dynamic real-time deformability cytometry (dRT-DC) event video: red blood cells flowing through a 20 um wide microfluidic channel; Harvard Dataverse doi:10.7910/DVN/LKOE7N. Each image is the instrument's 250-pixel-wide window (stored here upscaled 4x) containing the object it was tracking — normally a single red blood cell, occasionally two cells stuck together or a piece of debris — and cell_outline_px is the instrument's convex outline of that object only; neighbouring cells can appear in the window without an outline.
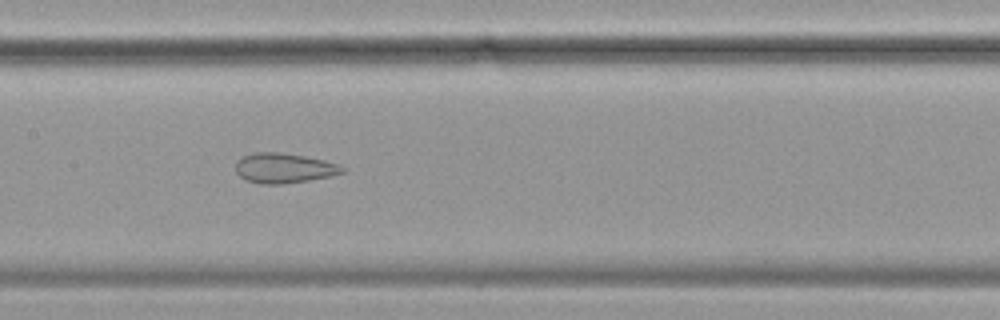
{"species": "common noctule bat (a hibernating species)", "species_latin": "Nyctalus noctula", "temperature_condition": "cold", "stored_images_in_passage": 56, "camera_frame_rate_fps": 3000, "um_per_image_px": 0.085, "animal": {"sex": "female", "body_mass_g": 19.9}, "frame": {"image": 1, "passage_image": 27, "time_ms": 8.667, "image_size_px": [1000, 320], "cell_outline_px": [[348, 168], [344, 172], [332, 176], [308, 180], [280, 184], [260, 184], [244, 180], [236, 172], [236, 160], [252, 152], [280, 152], [304, 156], [324, 160]], "centroid_in_image_um": [24.12, 14.29], "position_along_channel_um": 183.3, "area_um2": 18.73}}
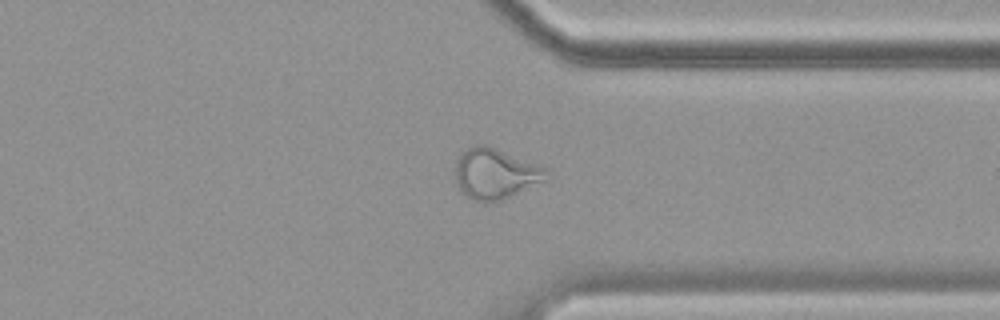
{"frame": {"image": 2, "passage_image": 43, "time_ms": 14.0, "image_size_px": [1000, 320], "cell_outline_px": [[548, 180], [500, 200], [472, 200], [460, 188], [456, 180], [456, 160], [468, 148], [476, 144], [484, 144], [496, 148], [548, 168]], "centroid_in_image_um": [42.15, 14.74], "position_along_channel_um": 369.2, "area_um2": 26.36}}
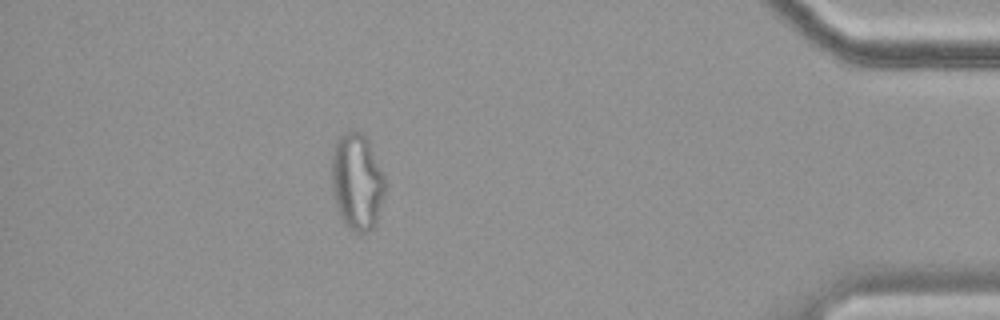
{"frame": {"image": 3, "passage_image": 50, "time_ms": 16.333, "image_size_px": [1000, 320], "cell_outline_px": [[384, 196], [376, 224], [372, 228], [364, 232], [356, 232], [348, 228], [344, 224], [340, 216], [336, 204], [332, 188], [332, 152], [336, 140], [344, 132], [352, 128], [360, 132], [368, 140], [384, 172]], "centroid_in_image_um": [30.35, 15.41], "position_along_channel_um": 404.9, "area_um2": 30.29}, "authors_computed_cell_mechanics": {"area_um2": 26.7036, "velocity_mm_per_s": 3.5133, "shape_relaxation_time_tau1_ms": null, "shape_relaxation_time_tau2_ms": 1.663, "deformation_change_tau1": null, "deformation_change_tau2": 0.0888}}